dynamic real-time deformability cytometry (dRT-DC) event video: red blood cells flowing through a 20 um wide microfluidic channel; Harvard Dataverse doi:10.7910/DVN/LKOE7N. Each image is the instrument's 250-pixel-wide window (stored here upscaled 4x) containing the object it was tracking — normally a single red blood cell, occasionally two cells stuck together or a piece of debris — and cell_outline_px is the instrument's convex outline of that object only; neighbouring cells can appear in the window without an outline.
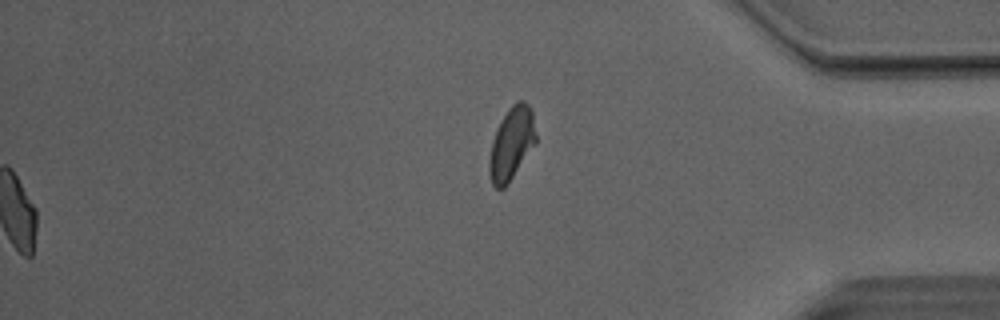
{"species": "Egyptian fruit bat (a non-hibernating species)", "species_latin": "Rousettus aegyptiacus", "temperature_condition": "room temperature", "stored_images_in_passage": 52, "segment_of_instrument_passage": [2, 2], "camera_frame_rate_fps": 3000, "um_per_image_px": 0.085, "animal": {"sex": "male"}, "frame": {"image": 1, "passage_image": 52, "time_ms": 17.0, "image_size_px": [1000, 320], "cell_outline_px": [[536, 144], [508, 184], [504, 188], [496, 188], [492, 184], [488, 172], [488, 160], [492, 140], [496, 128], [508, 108], [516, 100], [524, 100], [532, 108], [536, 136]], "centroid_in_image_um": [43.48, 12.19], "position_along_channel_um": 391.7, "area_um2": 20.17}}